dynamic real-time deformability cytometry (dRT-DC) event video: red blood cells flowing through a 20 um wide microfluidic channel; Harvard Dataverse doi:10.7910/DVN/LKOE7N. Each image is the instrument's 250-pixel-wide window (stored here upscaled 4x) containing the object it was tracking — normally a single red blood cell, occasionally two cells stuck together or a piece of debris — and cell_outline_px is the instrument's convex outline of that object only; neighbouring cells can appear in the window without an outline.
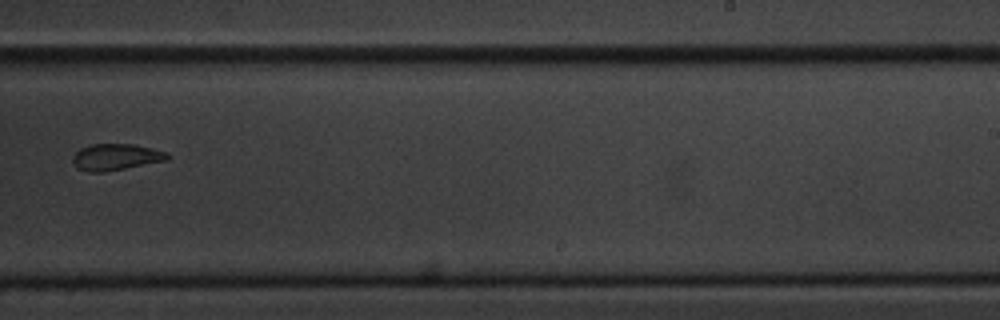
{"species": "common noctule bat (a hibernating species)", "species_latin": "Nyctalus noctula", "temperature_condition": "cold", "stored_images_in_passage": 13, "camera_frame_rate_fps": 3000, "um_per_image_px": 0.085, "animal": {"sex": "male", "body_mass_g": 20.1, "forearm_length_mm": 53.5}, "frame": {"image": 1, "passage_image": 8, "time_ms": 8.333, "image_size_px": [1000, 320], "cell_outline_px": [[168, 160], [104, 172], [88, 172], [76, 168], [72, 164], [72, 156], [80, 148], [92, 144], [132, 144], [152, 148], [168, 152]], "centroid_in_image_um": [9.81, 13.35], "position_along_channel_um": 279.2, "area_um2": 14.68}}
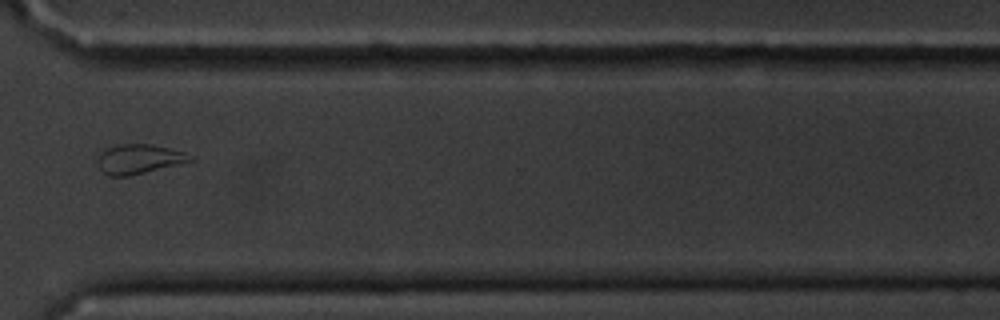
{"frame": {"image": 2, "passage_image": 10, "time_ms": 10.667, "image_size_px": [1000, 320], "cell_outline_px": [[196, 160], [128, 176], [108, 176], [100, 168], [96, 160], [100, 148], [120, 144], [152, 144], [184, 152], [192, 156]], "centroid_in_image_um": [11.75, 13.5], "position_along_channel_um": 358.8, "area_um2": 16.13}, "authors_computed_cell_mechanics": {"area_um2": 16.0684, "velocity_mm_per_s": 3.409, "shape_relaxation_time_tau1_ms": 4.7172, "shape_relaxation_time_tau2_ms": 4.0082, "deformation_change_tau1": 0.1771, "deformation_change_tau2": 0.093}}